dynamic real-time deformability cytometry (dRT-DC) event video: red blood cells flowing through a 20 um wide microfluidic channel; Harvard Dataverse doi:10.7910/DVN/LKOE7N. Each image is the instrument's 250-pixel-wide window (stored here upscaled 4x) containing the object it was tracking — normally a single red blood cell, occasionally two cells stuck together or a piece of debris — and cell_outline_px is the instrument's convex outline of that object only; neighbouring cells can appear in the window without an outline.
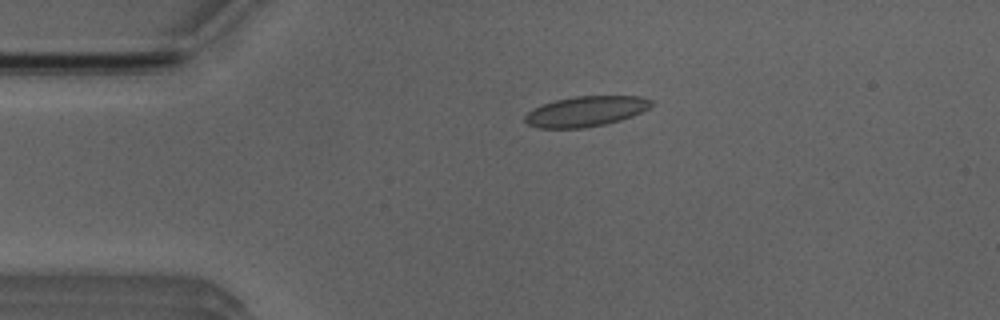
{"species": "Egyptian fruit bat (a non-hibernating species)", "species_latin": "Rousettus aegyptiacus", "temperature_condition": "room temperature", "stored_images_in_passage": 2, "camera_frame_rate_fps": 3000, "um_per_image_px": 0.085, "animal": {"sex": "male"}, "frame": {"image": 1, "passage_image": 2, "time_ms": 1.333, "image_size_px": [1000, 320], "cell_outline_px": [[652, 104], [648, 108], [632, 116], [620, 120], [604, 124], [584, 128], [540, 128], [528, 124], [524, 120], [524, 116], [528, 112], [544, 104], [556, 100], [572, 96], [640, 96], [652, 100]], "centroid_in_image_um": [49.79, 9.46], "position_along_channel_um": 35.2, "area_um2": 22.08}}